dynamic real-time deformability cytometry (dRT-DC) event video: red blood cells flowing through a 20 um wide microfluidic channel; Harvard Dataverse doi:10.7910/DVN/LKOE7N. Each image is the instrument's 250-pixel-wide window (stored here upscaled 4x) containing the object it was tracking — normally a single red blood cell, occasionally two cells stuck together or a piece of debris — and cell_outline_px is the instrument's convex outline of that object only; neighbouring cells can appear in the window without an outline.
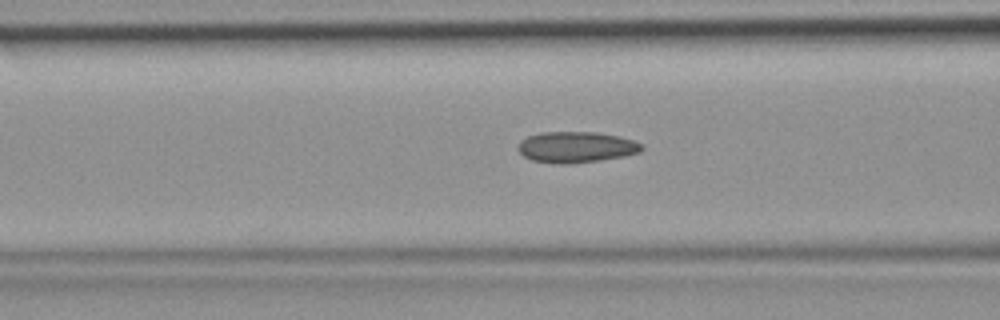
{"species": "common noctule bat (a hibernating species)", "species_latin": "Nyctalus noctula", "temperature_condition": "room temperature", "stored_images_in_passage": 30, "camera_frame_rate_fps": 3000, "um_per_image_px": 0.085, "animal": {"sex": "female", "body_mass_g": 19.9}, "frame": {"image": 1, "passage_image": 9, "time_ms": 2.667, "image_size_px": [1000, 320], "cell_outline_px": [[644, 148], [640, 152], [624, 156], [600, 160], [572, 164], [556, 164], [532, 160], [524, 156], [520, 152], [520, 144], [528, 136], [544, 132], [596, 132], [620, 136], [636, 140], [644, 144]], "centroid_in_image_um": [49.07, 12.51], "position_along_channel_um": 117.5, "area_um2": 22.37}}
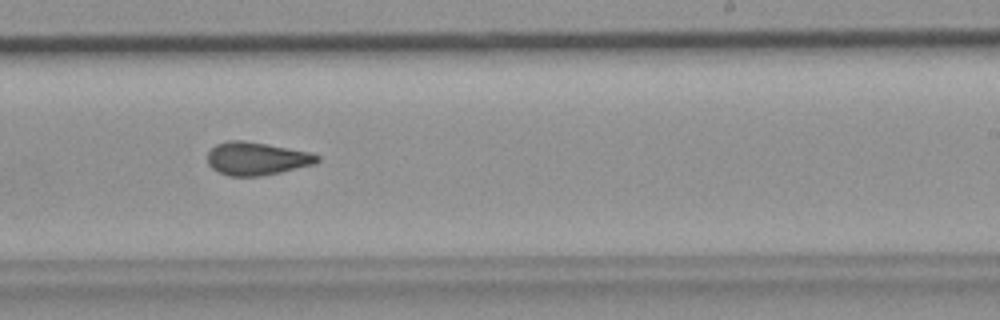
{"frame": {"image": 2, "passage_image": 19, "time_ms": 6.0, "image_size_px": [1000, 320], "cell_outline_px": [[320, 160], [316, 164], [280, 172], [260, 176], [228, 176], [212, 168], [208, 164], [208, 152], [216, 144], [228, 140], [244, 140], [268, 144], [312, 152], [320, 156]], "centroid_in_image_um": [21.85, 13.47], "position_along_channel_um": 267.2, "area_um2": 21.27}}
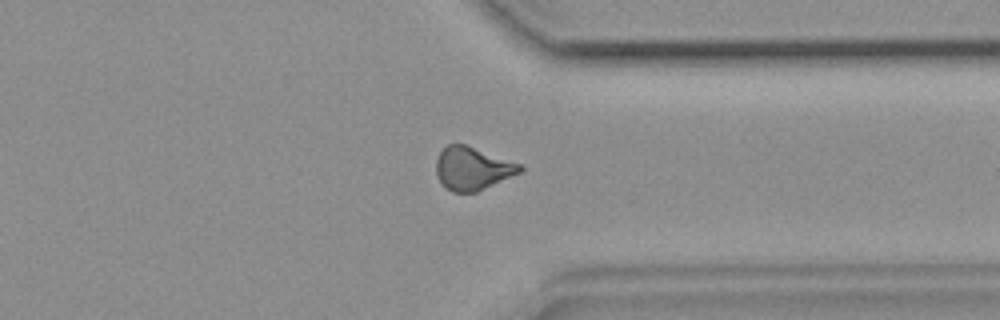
{"frame": {"image": 3, "passage_image": 26, "time_ms": 8.333, "image_size_px": [1000, 320], "cell_outline_px": [[524, 168], [520, 172], [476, 192], [452, 192], [444, 188], [436, 172], [436, 160], [440, 152], [448, 144], [464, 144], [520, 164]], "centroid_in_image_um": [40.12, 14.33], "position_along_channel_um": 371.3, "area_um2": 20.63}}